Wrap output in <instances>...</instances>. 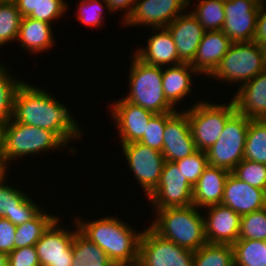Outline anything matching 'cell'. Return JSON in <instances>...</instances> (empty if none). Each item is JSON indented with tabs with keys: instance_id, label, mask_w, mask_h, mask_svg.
<instances>
[{
	"instance_id": "cell-1",
	"label": "cell",
	"mask_w": 266,
	"mask_h": 266,
	"mask_svg": "<svg viewBox=\"0 0 266 266\" xmlns=\"http://www.w3.org/2000/svg\"><path fill=\"white\" fill-rule=\"evenodd\" d=\"M30 85L25 81L18 88L14 98L13 119L53 132L66 147L71 139H79L81 129L77 121L72 119L68 108L47 91Z\"/></svg>"
},
{
	"instance_id": "cell-2",
	"label": "cell",
	"mask_w": 266,
	"mask_h": 266,
	"mask_svg": "<svg viewBox=\"0 0 266 266\" xmlns=\"http://www.w3.org/2000/svg\"><path fill=\"white\" fill-rule=\"evenodd\" d=\"M75 226L89 241L98 245L109 260L130 262L139 258L141 232L113 216L86 222L75 217Z\"/></svg>"
},
{
	"instance_id": "cell-3",
	"label": "cell",
	"mask_w": 266,
	"mask_h": 266,
	"mask_svg": "<svg viewBox=\"0 0 266 266\" xmlns=\"http://www.w3.org/2000/svg\"><path fill=\"white\" fill-rule=\"evenodd\" d=\"M158 212L149 226L163 239L195 252L207 243L205 237V219L198 207H168Z\"/></svg>"
},
{
	"instance_id": "cell-4",
	"label": "cell",
	"mask_w": 266,
	"mask_h": 266,
	"mask_svg": "<svg viewBox=\"0 0 266 266\" xmlns=\"http://www.w3.org/2000/svg\"><path fill=\"white\" fill-rule=\"evenodd\" d=\"M131 65L129 93L124 99L155 114L175 112L176 108L164 96L163 67L145 64L135 55Z\"/></svg>"
},
{
	"instance_id": "cell-5",
	"label": "cell",
	"mask_w": 266,
	"mask_h": 266,
	"mask_svg": "<svg viewBox=\"0 0 266 266\" xmlns=\"http://www.w3.org/2000/svg\"><path fill=\"white\" fill-rule=\"evenodd\" d=\"M65 146L53 132L16 122L13 118L2 127L1 151L7 164L25 155L39 154Z\"/></svg>"
},
{
	"instance_id": "cell-6",
	"label": "cell",
	"mask_w": 266,
	"mask_h": 266,
	"mask_svg": "<svg viewBox=\"0 0 266 266\" xmlns=\"http://www.w3.org/2000/svg\"><path fill=\"white\" fill-rule=\"evenodd\" d=\"M265 70L263 47L255 41L232 43L210 77L243 85Z\"/></svg>"
},
{
	"instance_id": "cell-7",
	"label": "cell",
	"mask_w": 266,
	"mask_h": 266,
	"mask_svg": "<svg viewBox=\"0 0 266 266\" xmlns=\"http://www.w3.org/2000/svg\"><path fill=\"white\" fill-rule=\"evenodd\" d=\"M186 112L197 150L207 151L220 138L226 122L236 113V108L233 100L227 105L202 100Z\"/></svg>"
},
{
	"instance_id": "cell-8",
	"label": "cell",
	"mask_w": 266,
	"mask_h": 266,
	"mask_svg": "<svg viewBox=\"0 0 266 266\" xmlns=\"http://www.w3.org/2000/svg\"><path fill=\"white\" fill-rule=\"evenodd\" d=\"M250 120L236 112L225 124L220 138L206 152L209 166L232 172L244 159Z\"/></svg>"
},
{
	"instance_id": "cell-9",
	"label": "cell",
	"mask_w": 266,
	"mask_h": 266,
	"mask_svg": "<svg viewBox=\"0 0 266 266\" xmlns=\"http://www.w3.org/2000/svg\"><path fill=\"white\" fill-rule=\"evenodd\" d=\"M154 210L193 205V186L175 161H165L157 187L147 196Z\"/></svg>"
},
{
	"instance_id": "cell-10",
	"label": "cell",
	"mask_w": 266,
	"mask_h": 266,
	"mask_svg": "<svg viewBox=\"0 0 266 266\" xmlns=\"http://www.w3.org/2000/svg\"><path fill=\"white\" fill-rule=\"evenodd\" d=\"M139 259L144 266H194V252L160 237L150 227L139 241Z\"/></svg>"
},
{
	"instance_id": "cell-11",
	"label": "cell",
	"mask_w": 266,
	"mask_h": 266,
	"mask_svg": "<svg viewBox=\"0 0 266 266\" xmlns=\"http://www.w3.org/2000/svg\"><path fill=\"white\" fill-rule=\"evenodd\" d=\"M134 177L148 196L158 185L165 162L163 154L139 142L121 144Z\"/></svg>"
},
{
	"instance_id": "cell-12",
	"label": "cell",
	"mask_w": 266,
	"mask_h": 266,
	"mask_svg": "<svg viewBox=\"0 0 266 266\" xmlns=\"http://www.w3.org/2000/svg\"><path fill=\"white\" fill-rule=\"evenodd\" d=\"M57 217L44 231L35 244L40 266H76L73 260L72 243L78 227L74 232L58 225Z\"/></svg>"
},
{
	"instance_id": "cell-13",
	"label": "cell",
	"mask_w": 266,
	"mask_h": 266,
	"mask_svg": "<svg viewBox=\"0 0 266 266\" xmlns=\"http://www.w3.org/2000/svg\"><path fill=\"white\" fill-rule=\"evenodd\" d=\"M260 5L254 0H224V34L233 42L254 41Z\"/></svg>"
},
{
	"instance_id": "cell-14",
	"label": "cell",
	"mask_w": 266,
	"mask_h": 266,
	"mask_svg": "<svg viewBox=\"0 0 266 266\" xmlns=\"http://www.w3.org/2000/svg\"><path fill=\"white\" fill-rule=\"evenodd\" d=\"M187 7L188 0H136L133 11L124 24L146 25L153 29L167 27Z\"/></svg>"
},
{
	"instance_id": "cell-15",
	"label": "cell",
	"mask_w": 266,
	"mask_h": 266,
	"mask_svg": "<svg viewBox=\"0 0 266 266\" xmlns=\"http://www.w3.org/2000/svg\"><path fill=\"white\" fill-rule=\"evenodd\" d=\"M162 154L165 161H178L197 151L186 111H175L166 121Z\"/></svg>"
},
{
	"instance_id": "cell-16",
	"label": "cell",
	"mask_w": 266,
	"mask_h": 266,
	"mask_svg": "<svg viewBox=\"0 0 266 266\" xmlns=\"http://www.w3.org/2000/svg\"><path fill=\"white\" fill-rule=\"evenodd\" d=\"M111 106V117L117 125L121 144L138 142L143 137L145 129L155 113L124 98L116 100Z\"/></svg>"
},
{
	"instance_id": "cell-17",
	"label": "cell",
	"mask_w": 266,
	"mask_h": 266,
	"mask_svg": "<svg viewBox=\"0 0 266 266\" xmlns=\"http://www.w3.org/2000/svg\"><path fill=\"white\" fill-rule=\"evenodd\" d=\"M207 243L233 245L239 240L241 216L222 204L205 207ZM208 209V210H207Z\"/></svg>"
},
{
	"instance_id": "cell-18",
	"label": "cell",
	"mask_w": 266,
	"mask_h": 266,
	"mask_svg": "<svg viewBox=\"0 0 266 266\" xmlns=\"http://www.w3.org/2000/svg\"><path fill=\"white\" fill-rule=\"evenodd\" d=\"M221 204L240 216L252 213L266 207V190L251 186L230 172Z\"/></svg>"
},
{
	"instance_id": "cell-19",
	"label": "cell",
	"mask_w": 266,
	"mask_h": 266,
	"mask_svg": "<svg viewBox=\"0 0 266 266\" xmlns=\"http://www.w3.org/2000/svg\"><path fill=\"white\" fill-rule=\"evenodd\" d=\"M176 45L179 59L191 63L205 34V29L191 12L176 17L167 27Z\"/></svg>"
},
{
	"instance_id": "cell-20",
	"label": "cell",
	"mask_w": 266,
	"mask_h": 266,
	"mask_svg": "<svg viewBox=\"0 0 266 266\" xmlns=\"http://www.w3.org/2000/svg\"><path fill=\"white\" fill-rule=\"evenodd\" d=\"M239 86L232 98L236 112L251 120L266 119V70Z\"/></svg>"
},
{
	"instance_id": "cell-21",
	"label": "cell",
	"mask_w": 266,
	"mask_h": 266,
	"mask_svg": "<svg viewBox=\"0 0 266 266\" xmlns=\"http://www.w3.org/2000/svg\"><path fill=\"white\" fill-rule=\"evenodd\" d=\"M232 43L222 30L206 31L190 65L198 74L209 77L217 68Z\"/></svg>"
},
{
	"instance_id": "cell-22",
	"label": "cell",
	"mask_w": 266,
	"mask_h": 266,
	"mask_svg": "<svg viewBox=\"0 0 266 266\" xmlns=\"http://www.w3.org/2000/svg\"><path fill=\"white\" fill-rule=\"evenodd\" d=\"M147 42L145 48L134 52V55L145 64L167 67L169 63L170 66L172 63V65L183 63L179 59L172 35L166 27L155 28L154 35L152 34Z\"/></svg>"
},
{
	"instance_id": "cell-23",
	"label": "cell",
	"mask_w": 266,
	"mask_h": 266,
	"mask_svg": "<svg viewBox=\"0 0 266 266\" xmlns=\"http://www.w3.org/2000/svg\"><path fill=\"white\" fill-rule=\"evenodd\" d=\"M229 171L208 166L193 186V205L205 208L221 204Z\"/></svg>"
},
{
	"instance_id": "cell-24",
	"label": "cell",
	"mask_w": 266,
	"mask_h": 266,
	"mask_svg": "<svg viewBox=\"0 0 266 266\" xmlns=\"http://www.w3.org/2000/svg\"><path fill=\"white\" fill-rule=\"evenodd\" d=\"M194 74H198V72L190 63H180L163 69L164 96L173 107L181 100L183 101L186 95L190 94L192 90V75Z\"/></svg>"
},
{
	"instance_id": "cell-25",
	"label": "cell",
	"mask_w": 266,
	"mask_h": 266,
	"mask_svg": "<svg viewBox=\"0 0 266 266\" xmlns=\"http://www.w3.org/2000/svg\"><path fill=\"white\" fill-rule=\"evenodd\" d=\"M50 23L36 20L30 17H22L17 40L22 50L30 53H39L52 48L55 40Z\"/></svg>"
},
{
	"instance_id": "cell-26",
	"label": "cell",
	"mask_w": 266,
	"mask_h": 266,
	"mask_svg": "<svg viewBox=\"0 0 266 266\" xmlns=\"http://www.w3.org/2000/svg\"><path fill=\"white\" fill-rule=\"evenodd\" d=\"M41 210L24 224L17 225L15 233V249L34 246L41 238L44 231L57 218Z\"/></svg>"
},
{
	"instance_id": "cell-27",
	"label": "cell",
	"mask_w": 266,
	"mask_h": 266,
	"mask_svg": "<svg viewBox=\"0 0 266 266\" xmlns=\"http://www.w3.org/2000/svg\"><path fill=\"white\" fill-rule=\"evenodd\" d=\"M244 159L266 164V119L250 120Z\"/></svg>"
},
{
	"instance_id": "cell-28",
	"label": "cell",
	"mask_w": 266,
	"mask_h": 266,
	"mask_svg": "<svg viewBox=\"0 0 266 266\" xmlns=\"http://www.w3.org/2000/svg\"><path fill=\"white\" fill-rule=\"evenodd\" d=\"M232 246L234 249V266H266L264 241L239 239Z\"/></svg>"
},
{
	"instance_id": "cell-29",
	"label": "cell",
	"mask_w": 266,
	"mask_h": 266,
	"mask_svg": "<svg viewBox=\"0 0 266 266\" xmlns=\"http://www.w3.org/2000/svg\"><path fill=\"white\" fill-rule=\"evenodd\" d=\"M194 266H234L232 245L206 243L194 252Z\"/></svg>"
},
{
	"instance_id": "cell-30",
	"label": "cell",
	"mask_w": 266,
	"mask_h": 266,
	"mask_svg": "<svg viewBox=\"0 0 266 266\" xmlns=\"http://www.w3.org/2000/svg\"><path fill=\"white\" fill-rule=\"evenodd\" d=\"M191 12L205 31L222 30L225 22L224 0H199Z\"/></svg>"
},
{
	"instance_id": "cell-31",
	"label": "cell",
	"mask_w": 266,
	"mask_h": 266,
	"mask_svg": "<svg viewBox=\"0 0 266 266\" xmlns=\"http://www.w3.org/2000/svg\"><path fill=\"white\" fill-rule=\"evenodd\" d=\"M6 68L0 64V123L3 125L13 118L14 98L18 88L24 82L8 75Z\"/></svg>"
},
{
	"instance_id": "cell-32",
	"label": "cell",
	"mask_w": 266,
	"mask_h": 266,
	"mask_svg": "<svg viewBox=\"0 0 266 266\" xmlns=\"http://www.w3.org/2000/svg\"><path fill=\"white\" fill-rule=\"evenodd\" d=\"M22 15L12 0H0V46L17 40Z\"/></svg>"
},
{
	"instance_id": "cell-33",
	"label": "cell",
	"mask_w": 266,
	"mask_h": 266,
	"mask_svg": "<svg viewBox=\"0 0 266 266\" xmlns=\"http://www.w3.org/2000/svg\"><path fill=\"white\" fill-rule=\"evenodd\" d=\"M72 250L76 266H84L86 263L104 262L107 260L105 252L98 245L89 241L79 231L74 236Z\"/></svg>"
},
{
	"instance_id": "cell-34",
	"label": "cell",
	"mask_w": 266,
	"mask_h": 266,
	"mask_svg": "<svg viewBox=\"0 0 266 266\" xmlns=\"http://www.w3.org/2000/svg\"><path fill=\"white\" fill-rule=\"evenodd\" d=\"M239 239L266 240V207L241 216Z\"/></svg>"
},
{
	"instance_id": "cell-35",
	"label": "cell",
	"mask_w": 266,
	"mask_h": 266,
	"mask_svg": "<svg viewBox=\"0 0 266 266\" xmlns=\"http://www.w3.org/2000/svg\"><path fill=\"white\" fill-rule=\"evenodd\" d=\"M232 173L249 185L266 190V164L243 159Z\"/></svg>"
},
{
	"instance_id": "cell-36",
	"label": "cell",
	"mask_w": 266,
	"mask_h": 266,
	"mask_svg": "<svg viewBox=\"0 0 266 266\" xmlns=\"http://www.w3.org/2000/svg\"><path fill=\"white\" fill-rule=\"evenodd\" d=\"M173 113L174 112L155 114L150 119L143 137L138 142L151 149L162 152L165 123Z\"/></svg>"
},
{
	"instance_id": "cell-37",
	"label": "cell",
	"mask_w": 266,
	"mask_h": 266,
	"mask_svg": "<svg viewBox=\"0 0 266 266\" xmlns=\"http://www.w3.org/2000/svg\"><path fill=\"white\" fill-rule=\"evenodd\" d=\"M187 181L194 186L203 171L209 166L205 151L197 150L192 155L175 161Z\"/></svg>"
},
{
	"instance_id": "cell-38",
	"label": "cell",
	"mask_w": 266,
	"mask_h": 266,
	"mask_svg": "<svg viewBox=\"0 0 266 266\" xmlns=\"http://www.w3.org/2000/svg\"><path fill=\"white\" fill-rule=\"evenodd\" d=\"M4 181L0 183V217L13 223V212L28 195Z\"/></svg>"
},
{
	"instance_id": "cell-39",
	"label": "cell",
	"mask_w": 266,
	"mask_h": 266,
	"mask_svg": "<svg viewBox=\"0 0 266 266\" xmlns=\"http://www.w3.org/2000/svg\"><path fill=\"white\" fill-rule=\"evenodd\" d=\"M104 2V6L101 4ZM103 8L110 13L109 6L105 2V0H81L79 4V9H78V17L77 19L82 22L83 24H86L88 26H94V27H100L102 24V19L103 16L102 14L104 13Z\"/></svg>"
},
{
	"instance_id": "cell-40",
	"label": "cell",
	"mask_w": 266,
	"mask_h": 266,
	"mask_svg": "<svg viewBox=\"0 0 266 266\" xmlns=\"http://www.w3.org/2000/svg\"><path fill=\"white\" fill-rule=\"evenodd\" d=\"M8 266H40L35 245L14 249L8 254Z\"/></svg>"
},
{
	"instance_id": "cell-41",
	"label": "cell",
	"mask_w": 266,
	"mask_h": 266,
	"mask_svg": "<svg viewBox=\"0 0 266 266\" xmlns=\"http://www.w3.org/2000/svg\"><path fill=\"white\" fill-rule=\"evenodd\" d=\"M68 5L64 0H40L39 20L52 24L53 20L63 16Z\"/></svg>"
},
{
	"instance_id": "cell-42",
	"label": "cell",
	"mask_w": 266,
	"mask_h": 266,
	"mask_svg": "<svg viewBox=\"0 0 266 266\" xmlns=\"http://www.w3.org/2000/svg\"><path fill=\"white\" fill-rule=\"evenodd\" d=\"M16 227L7 218L0 217V252L9 254L15 249Z\"/></svg>"
},
{
	"instance_id": "cell-43",
	"label": "cell",
	"mask_w": 266,
	"mask_h": 266,
	"mask_svg": "<svg viewBox=\"0 0 266 266\" xmlns=\"http://www.w3.org/2000/svg\"><path fill=\"white\" fill-rule=\"evenodd\" d=\"M40 210V206L36 205L27 196L13 212V224L16 226L24 224L26 221L31 220Z\"/></svg>"
},
{
	"instance_id": "cell-44",
	"label": "cell",
	"mask_w": 266,
	"mask_h": 266,
	"mask_svg": "<svg viewBox=\"0 0 266 266\" xmlns=\"http://www.w3.org/2000/svg\"><path fill=\"white\" fill-rule=\"evenodd\" d=\"M265 5V7H264ZM266 3L260 5L256 21L254 41L261 47L266 45ZM265 10V11H264Z\"/></svg>"
},
{
	"instance_id": "cell-45",
	"label": "cell",
	"mask_w": 266,
	"mask_h": 266,
	"mask_svg": "<svg viewBox=\"0 0 266 266\" xmlns=\"http://www.w3.org/2000/svg\"><path fill=\"white\" fill-rule=\"evenodd\" d=\"M22 17H30L39 20V4L40 0H12Z\"/></svg>"
},
{
	"instance_id": "cell-46",
	"label": "cell",
	"mask_w": 266,
	"mask_h": 266,
	"mask_svg": "<svg viewBox=\"0 0 266 266\" xmlns=\"http://www.w3.org/2000/svg\"><path fill=\"white\" fill-rule=\"evenodd\" d=\"M109 6L110 12L125 10L123 22L127 20L133 11L136 0H105Z\"/></svg>"
},
{
	"instance_id": "cell-47",
	"label": "cell",
	"mask_w": 266,
	"mask_h": 266,
	"mask_svg": "<svg viewBox=\"0 0 266 266\" xmlns=\"http://www.w3.org/2000/svg\"><path fill=\"white\" fill-rule=\"evenodd\" d=\"M8 164L4 161L2 151L0 150V183L6 178L7 173L9 172L8 169Z\"/></svg>"
},
{
	"instance_id": "cell-48",
	"label": "cell",
	"mask_w": 266,
	"mask_h": 266,
	"mask_svg": "<svg viewBox=\"0 0 266 266\" xmlns=\"http://www.w3.org/2000/svg\"><path fill=\"white\" fill-rule=\"evenodd\" d=\"M116 261L107 259L104 262L86 263L84 266H117Z\"/></svg>"
},
{
	"instance_id": "cell-49",
	"label": "cell",
	"mask_w": 266,
	"mask_h": 266,
	"mask_svg": "<svg viewBox=\"0 0 266 266\" xmlns=\"http://www.w3.org/2000/svg\"><path fill=\"white\" fill-rule=\"evenodd\" d=\"M117 266H144V264L138 258V259H136L134 261H130V262H118Z\"/></svg>"
},
{
	"instance_id": "cell-50",
	"label": "cell",
	"mask_w": 266,
	"mask_h": 266,
	"mask_svg": "<svg viewBox=\"0 0 266 266\" xmlns=\"http://www.w3.org/2000/svg\"><path fill=\"white\" fill-rule=\"evenodd\" d=\"M0 266H8V254L0 252Z\"/></svg>"
},
{
	"instance_id": "cell-51",
	"label": "cell",
	"mask_w": 266,
	"mask_h": 266,
	"mask_svg": "<svg viewBox=\"0 0 266 266\" xmlns=\"http://www.w3.org/2000/svg\"><path fill=\"white\" fill-rule=\"evenodd\" d=\"M2 127H3V124L0 123V150H1V146H2Z\"/></svg>"
},
{
	"instance_id": "cell-52",
	"label": "cell",
	"mask_w": 266,
	"mask_h": 266,
	"mask_svg": "<svg viewBox=\"0 0 266 266\" xmlns=\"http://www.w3.org/2000/svg\"><path fill=\"white\" fill-rule=\"evenodd\" d=\"M263 51H264V61H265V66H266V45L263 46Z\"/></svg>"
},
{
	"instance_id": "cell-53",
	"label": "cell",
	"mask_w": 266,
	"mask_h": 266,
	"mask_svg": "<svg viewBox=\"0 0 266 266\" xmlns=\"http://www.w3.org/2000/svg\"><path fill=\"white\" fill-rule=\"evenodd\" d=\"M254 1H256L259 5H262L265 4L266 0H254Z\"/></svg>"
}]
</instances>
